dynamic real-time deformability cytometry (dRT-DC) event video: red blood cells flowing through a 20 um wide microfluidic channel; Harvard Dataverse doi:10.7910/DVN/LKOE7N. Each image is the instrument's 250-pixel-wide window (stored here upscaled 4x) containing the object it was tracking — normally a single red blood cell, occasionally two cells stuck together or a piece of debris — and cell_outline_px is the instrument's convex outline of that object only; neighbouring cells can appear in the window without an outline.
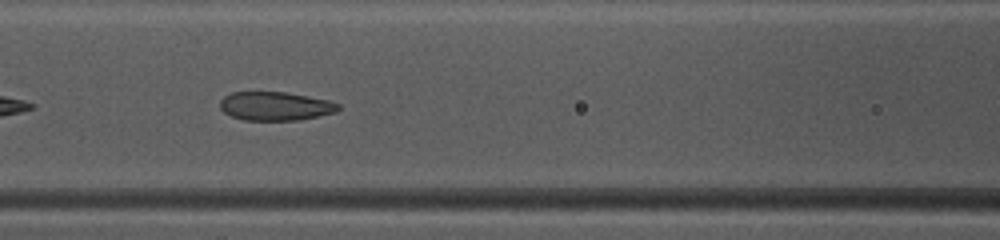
{"species": "common noctule bat (a hibernating species)", "species_latin": "Nyctalus noctula", "temperature_condition": "warm", "stored_images_in_passage": 37, "camera_frame_rate_fps": 3000, "um_per_image_px": 0.085, "animal": {"sex": "female", "body_mass_g": 10.0, "forearm_length_mm": 53.1}, "frame": {"image": 1, "passage_image": 11, "time_ms": 3.333, "image_size_px": [1000, 240], "cell_outline_px": [[340, 108], [336, 112], [300, 120], [244, 120], [232, 116], [224, 112], [220, 108], [220, 100], [224, 96], [232, 92], [284, 92], [308, 96], [328, 100], [340, 104]], "centroid_in_image_um": [23.41, 9.02], "position_along_channel_um": 143.2, "area_um2": 19.77}, "authors_computed_cell_mechanics": {"area_um2": 21.3282, "velocity_mm_per_s": 4.1186, "shape_relaxation_time_tau1_ms": 3.6132, "shape_relaxation_time_tau2_ms": 1.3073, "deformation_change_tau1": 0.1282, "deformation_change_tau2": 0.0653}}